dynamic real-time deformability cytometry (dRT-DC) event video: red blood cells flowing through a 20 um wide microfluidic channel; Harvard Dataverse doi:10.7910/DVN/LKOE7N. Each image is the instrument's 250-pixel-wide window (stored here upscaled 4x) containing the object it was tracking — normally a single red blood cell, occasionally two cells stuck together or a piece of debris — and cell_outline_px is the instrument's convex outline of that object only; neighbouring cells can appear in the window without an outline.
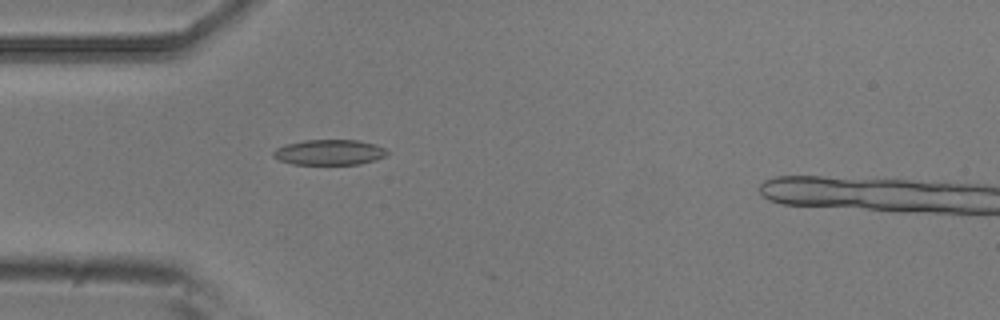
{"species": "common noctule bat (a hibernating species)", "species_latin": "Nyctalus noctula", "temperature_condition": "room temperature", "stored_images_in_passage": 4, "camera_frame_rate_fps": 3000, "um_per_image_px": 0.085, "animal": {"sex": "male", "body_mass_g": 20.5, "forearm_length_mm": 52.5}, "frame": {"image": 1, "passage_image": 3, "time_ms": 0.667, "image_size_px": [1000, 320], "cell_outline_px": [[388, 156], [376, 160], [360, 164], [292, 164], [280, 160], [272, 156], [272, 152], [276, 148], [284, 144], [304, 140], [360, 140], [376, 144], [384, 148], [388, 152]], "centroid_in_image_um": [28.01, 12.94], "position_along_channel_um": 57.0, "area_um2": 17.05}}